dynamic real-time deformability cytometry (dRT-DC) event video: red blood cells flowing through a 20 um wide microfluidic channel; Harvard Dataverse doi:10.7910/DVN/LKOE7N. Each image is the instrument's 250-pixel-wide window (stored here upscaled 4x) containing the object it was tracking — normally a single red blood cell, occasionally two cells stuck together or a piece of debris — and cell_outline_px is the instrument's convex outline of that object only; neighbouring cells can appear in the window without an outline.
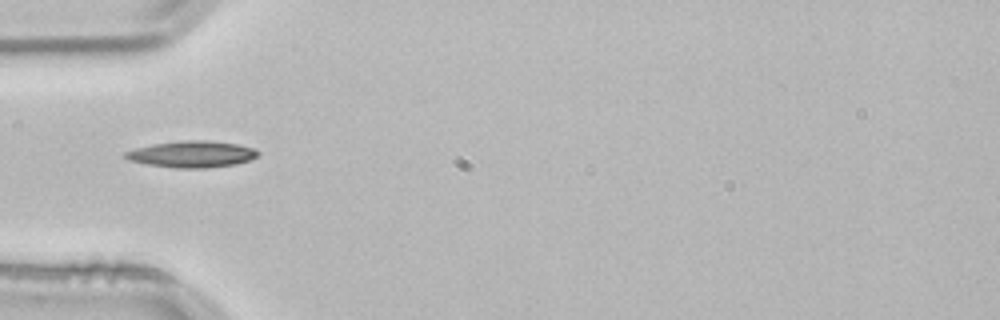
{"species": "common noctule bat (a hibernating species)", "species_latin": "Nyctalus noctula", "temperature_condition": "room temperature", "stored_images_in_passage": 33, "camera_frame_rate_fps": 3000, "um_per_image_px": 0.085, "animal": {"sex": "male", "body_mass_g": 21.5, "forearm_length_mm": 52.0}, "frame": {"image": 1, "passage_image": 1, "time_ms": 0.0, "image_size_px": [1000, 320], "cell_outline_px": [[260, 152], [256, 156], [248, 160], [236, 164], [204, 168], [176, 168], [148, 164], [128, 160], [124, 156], [124, 152], [136, 148], [152, 144], [180, 140], [208, 140], [240, 144], [256, 148]], "centroid_in_image_um": [16.33, 13.09], "position_along_channel_um": 68.7, "area_um2": 20.58}}
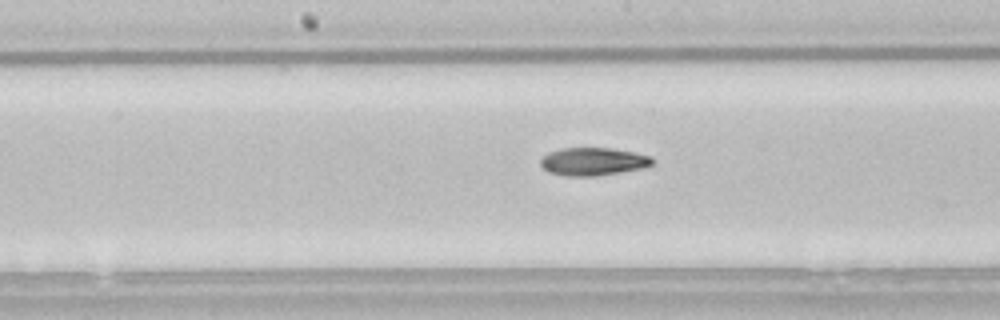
{"frame": {"image": 2, "passage_image": 11, "time_ms": 3.333, "image_size_px": [1000, 320], "cell_outline_px": [[652, 164], [640, 168], [592, 176], [564, 176], [548, 172], [540, 164], [540, 160], [548, 152], [560, 148], [612, 148], [636, 152], [652, 156]], "centroid_in_image_um": [50.37, 13.71], "position_along_channel_um": 197.8, "area_um2": 18.03}}
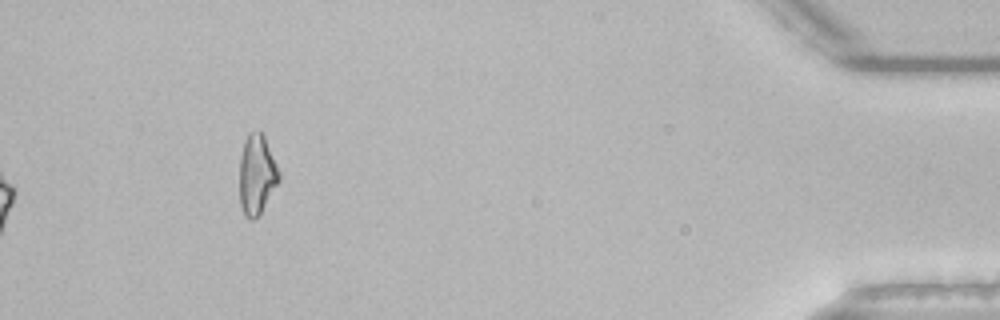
{"frame": {"image": 3, "passage_image": 33, "time_ms": 10.667, "image_size_px": [1000, 320], "cell_outline_px": [[280, 180], [260, 216], [252, 220], [248, 220], [244, 216], [240, 208], [240, 156], [244, 140], [248, 132], [260, 132], [264, 136], [280, 172]], "centroid_in_image_um": [21.82, 14.9], "position_along_channel_um": 413.4, "area_um2": 18.67}, "authors_computed_cell_mechanics": {"area_um2": 18.3804, "velocity_mm_per_s": 3.8468, "shape_relaxation_time_tau1_ms": 6.8087, "shape_relaxation_time_tau2_ms": 7.9468, "deformation_change_tau1": 0.1829, "deformation_change_tau2": 0.1637}}